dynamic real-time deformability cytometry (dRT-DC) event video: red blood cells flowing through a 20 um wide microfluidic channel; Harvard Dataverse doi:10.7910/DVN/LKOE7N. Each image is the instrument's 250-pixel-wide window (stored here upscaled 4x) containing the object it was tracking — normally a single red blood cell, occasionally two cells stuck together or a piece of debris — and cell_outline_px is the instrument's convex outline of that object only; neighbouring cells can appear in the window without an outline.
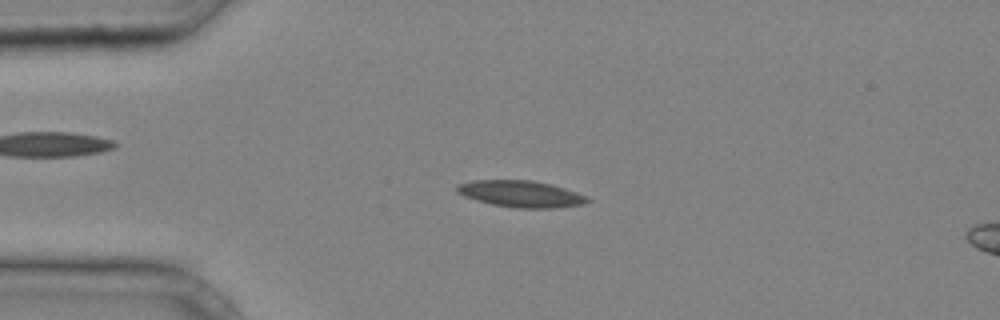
{"species": "common noctule bat (a hibernating species)", "species_latin": "Nyctalus noctula", "temperature_condition": "cold", "stored_images_in_passage": 29, "camera_frame_rate_fps": 3000, "um_per_image_px": 0.085, "animal": {"sex": "male", "body_mass_g": 20.4}, "frame": {"image": 1, "passage_image": 2, "time_ms": 0.333, "image_size_px": [1000, 320], "cell_outline_px": [[592, 200], [584, 204], [552, 208], [516, 208], [492, 204], [476, 200], [464, 196], [456, 192], [456, 184], [472, 180], [532, 180], [552, 184], [588, 196]], "centroid_in_image_um": [44.27, 16.47], "position_along_channel_um": 40.7, "area_um2": 20.35}}
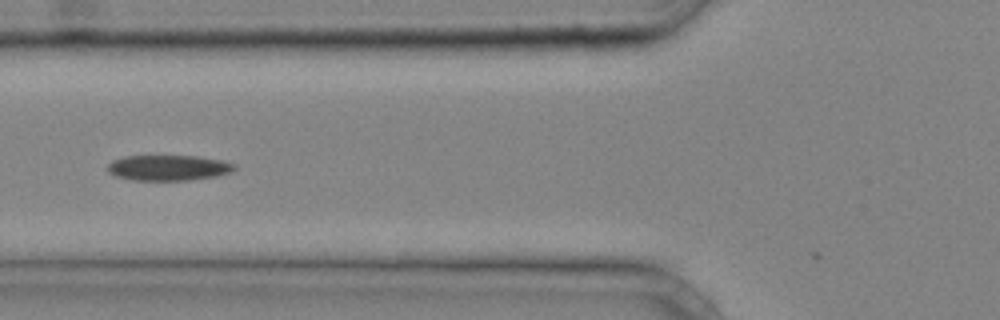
{"frame": {"image": 2, "passage_image": 8, "time_ms": 2.333, "image_size_px": [1000, 320], "cell_outline_px": [[236, 168], [232, 172], [216, 176], [188, 180], [136, 180], [116, 176], [108, 172], [108, 164], [112, 160], [124, 156], [196, 156], [220, 160], [236, 164]], "centroid_in_image_um": [14.32, 14.26], "position_along_channel_um": 111.5, "area_um2": 18.79}}
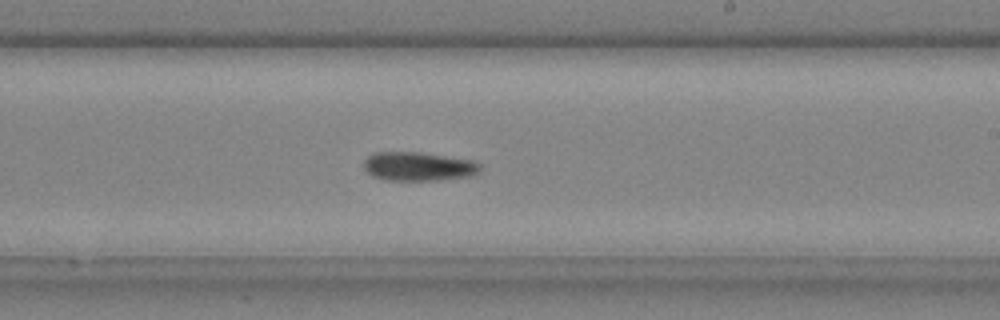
{"frame": {"image": 3, "passage_image": 17, "time_ms": 5.333, "image_size_px": [1000, 320], "cell_outline_px": [[480, 172], [472, 176], [436, 180], [388, 180], [372, 176], [364, 168], [364, 160], [368, 156], [376, 152], [420, 152], [476, 160], [480, 164]], "centroid_in_image_um": [35.61, 14.14], "position_along_channel_um": 253.4, "area_um2": 19.71}}